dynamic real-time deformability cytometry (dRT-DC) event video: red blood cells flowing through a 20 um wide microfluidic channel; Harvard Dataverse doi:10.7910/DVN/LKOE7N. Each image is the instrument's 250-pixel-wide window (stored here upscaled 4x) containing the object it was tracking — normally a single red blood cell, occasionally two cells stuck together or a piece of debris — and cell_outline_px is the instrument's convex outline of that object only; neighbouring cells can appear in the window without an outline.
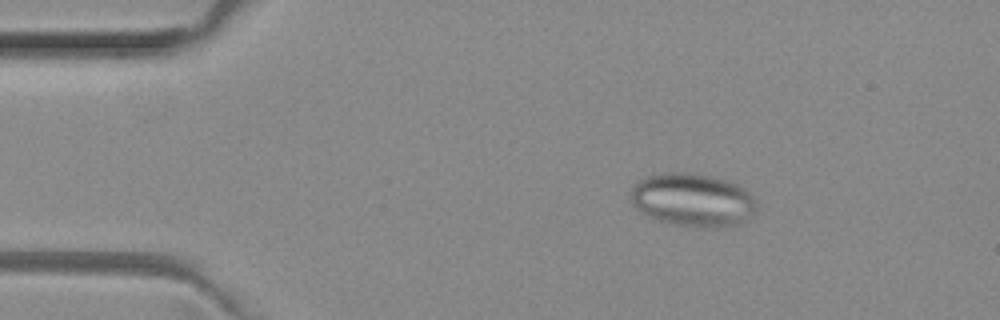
{"species": "common noctule bat (a hibernating species)", "species_latin": "Nyctalus noctula", "temperature_condition": "room temperature", "stored_images_in_passage": 53, "camera_frame_rate_fps": 3000, "um_per_image_px": 0.085, "animal": {"sex": "female", "body_mass_g": 29.2, "forearm_length_mm": 56.3}, "frame": {"image": 1, "passage_image": 9, "time_ms": 2.667, "image_size_px": [1000, 320], "cell_outline_px": [[756, 208], [752, 216], [748, 220], [740, 224], [724, 228], [692, 228], [660, 220], [648, 216], [640, 212], [632, 204], [632, 188], [640, 180], [648, 176], [668, 172], [688, 172], [708, 176], [724, 180], [736, 184], [744, 188], [756, 200]], "centroid_in_image_um": [58.92, 17.03], "position_along_channel_um": 26.1, "area_um2": 39.19}}
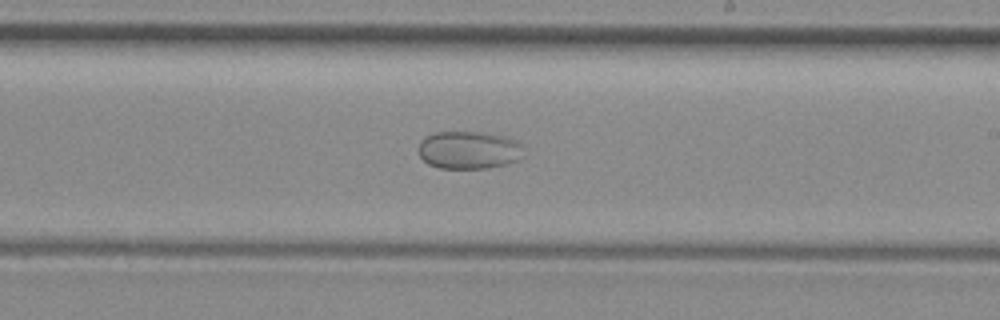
{"frame": {"image": 2, "passage_image": 31, "time_ms": 10.0, "image_size_px": [1000, 320], "cell_outline_px": [[520, 144], [516, 160], [504, 164], [488, 168], [440, 168], [428, 164], [420, 156], [416, 148], [420, 140], [436, 132], [480, 132], [504, 136], [516, 140]], "centroid_in_image_um": [39.74, 12.75], "position_along_channel_um": 249.3, "area_um2": 22.77}}
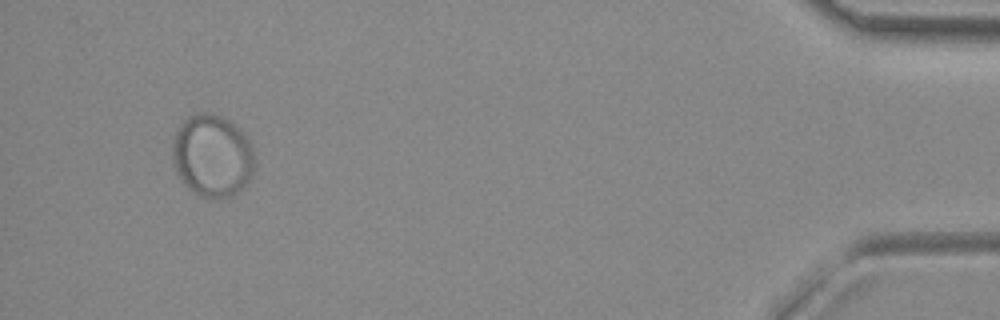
{"frame": {"image": 3, "passage_image": 50, "time_ms": 16.333, "image_size_px": [1000, 320], "cell_outline_px": [[256, 160], [252, 176], [232, 196], [224, 200], [216, 200], [200, 196], [188, 188], [184, 184], [176, 172], [172, 160], [172, 140], [180, 124], [184, 120], [196, 112], [212, 112], [228, 120], [244, 132], [252, 144]], "centroid_in_image_um": [18.05, 13.25], "position_along_channel_um": 417.1, "area_um2": 40.23}}